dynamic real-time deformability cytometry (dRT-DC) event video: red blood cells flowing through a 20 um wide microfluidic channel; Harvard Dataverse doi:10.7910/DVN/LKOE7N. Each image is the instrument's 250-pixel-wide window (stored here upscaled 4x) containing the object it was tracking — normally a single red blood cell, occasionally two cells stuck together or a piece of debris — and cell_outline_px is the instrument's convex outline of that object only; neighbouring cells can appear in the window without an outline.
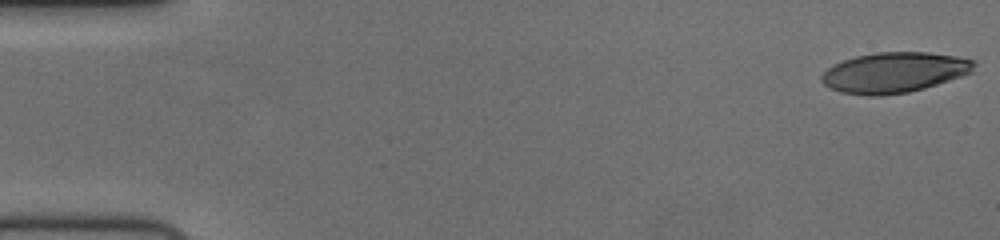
{"species": "human", "species_latin": "Homo sapiens", "temperature_condition": "cold", "stored_images_in_passage": 56, "camera_frame_rate_fps": 3000, "um_per_image_px": 0.085, "donor": {"sex": "female"}, "frame": {"image": 1, "passage_image": 1, "time_ms": 0.0, "image_size_px": [1000, 240], "cell_outline_px": [[976, 64], [972, 72], [924, 88], [908, 92], [880, 96], [868, 96], [840, 92], [828, 88], [820, 80], [820, 76], [832, 64], [856, 56], [876, 52], [928, 52], [956, 56], [976, 60]], "centroid_in_image_um": [75.98, 6.16], "position_along_channel_um": 9.0, "area_um2": 36.01}}
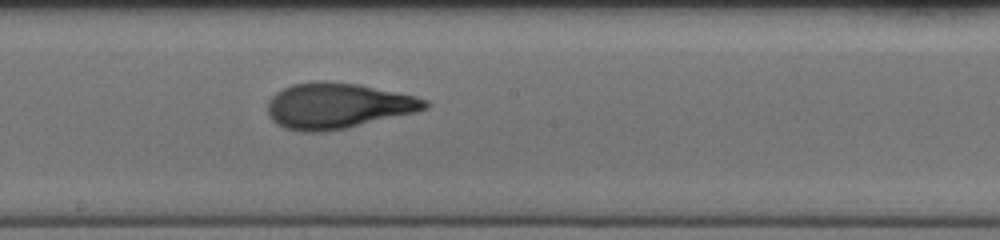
{"frame": {"image": 2, "passage_image": 31, "time_ms": 10.0, "image_size_px": [1000, 240], "cell_outline_px": [[432, 104], [428, 108], [416, 112], [344, 128], [324, 132], [304, 132], [284, 128], [276, 124], [268, 116], [268, 100], [276, 92], [292, 84], [320, 80], [328, 80], [360, 84], [416, 96], [428, 100]], "centroid_in_image_um": [28.7, 8.98], "position_along_channel_um": 219.5, "area_um2": 42.14}}
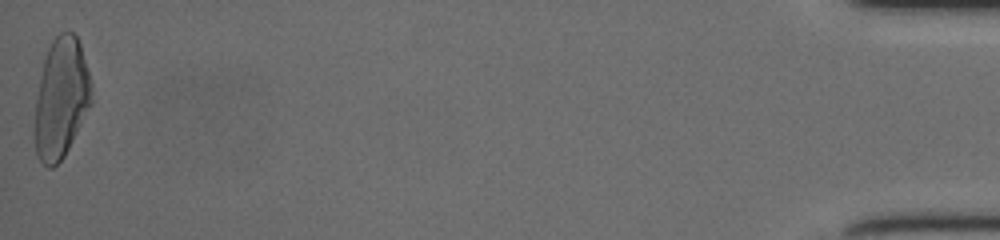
{"frame": {"image": 3, "passage_image": 56, "time_ms": 18.333, "image_size_px": [1000, 240], "cell_outline_px": [[92, 104], [64, 156], [52, 168], [48, 168], [36, 156], [32, 132], [36, 100], [40, 76], [44, 60], [48, 48], [52, 40], [60, 32], [72, 32], [76, 36], [80, 44], [92, 84]], "centroid_in_image_um": [5.17, 8.39], "position_along_channel_um": 430.0, "area_um2": 40.17}, "authors_computed_cell_mechanics": {"area_um2": 39.3618, "velocity_mm_per_s": 3.7248, "shape_relaxation_time_tau1_ms": 4.4977, "shape_relaxation_time_tau2_ms": 1.2114, "deformation_change_tau1": 0.2196, "deformation_change_tau2": 0.0842}}